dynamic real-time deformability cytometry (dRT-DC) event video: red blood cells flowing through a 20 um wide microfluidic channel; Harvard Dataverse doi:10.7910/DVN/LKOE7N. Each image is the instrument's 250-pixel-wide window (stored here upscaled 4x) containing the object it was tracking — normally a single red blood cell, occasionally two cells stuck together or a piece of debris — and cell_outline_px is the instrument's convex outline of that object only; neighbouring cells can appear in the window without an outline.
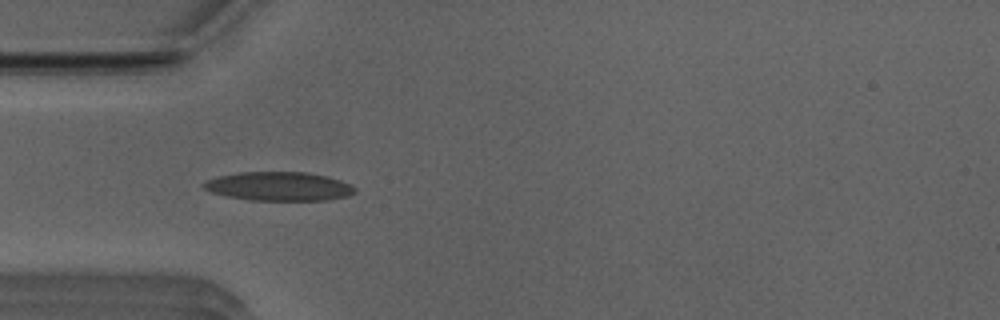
{"species": "Egyptian fruit bat (a non-hibernating species)", "species_latin": "Rousettus aegyptiacus", "temperature_condition": "room temperature", "stored_images_in_passage": 50, "camera_frame_rate_fps": 3000, "um_per_image_px": 0.085, "animal": {"sex": "male"}, "frame": {"image": 1, "passage_image": 14, "time_ms": 4.333, "image_size_px": [1000, 320], "cell_outline_px": [[356, 192], [348, 196], [328, 200], [252, 200], [224, 196], [212, 192], [204, 188], [200, 184], [216, 176], [240, 172], [304, 172], [328, 176], [352, 184], [356, 188]], "centroid_in_image_um": [23.72, 15.84], "position_along_channel_um": 61.3, "area_um2": 25.61}}
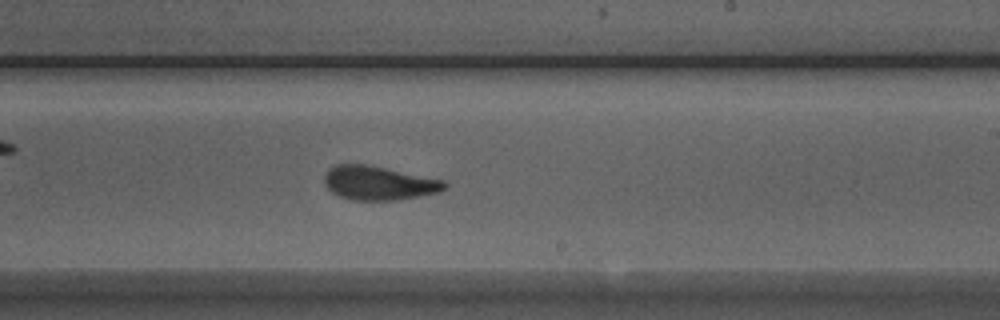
{"frame": {"image": 2, "passage_image": 29, "time_ms": 9.333, "image_size_px": [1000, 320], "cell_outline_px": [[448, 188], [440, 192], [420, 196], [396, 200], [352, 200], [340, 196], [332, 192], [324, 184], [324, 176], [328, 168], [336, 164], [364, 164], [444, 180], [448, 184]], "centroid_in_image_um": [32.19, 15.56], "position_along_channel_um": 256.8, "area_um2": 23.76}}
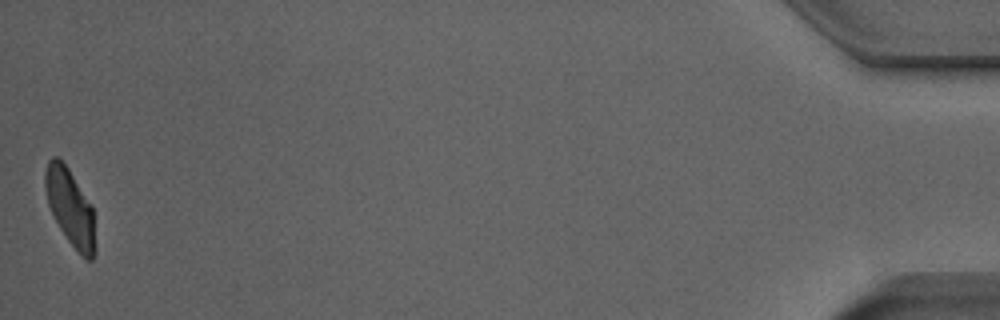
{"frame": {"image": 3, "passage_image": 50, "time_ms": 16.333, "image_size_px": [1000, 320], "cell_outline_px": [[96, 252], [92, 260], [84, 260], [80, 256], [68, 240], [60, 228], [48, 204], [44, 188], [44, 172], [48, 160], [52, 156], [56, 156], [68, 168], [92, 208], [96, 248]], "centroid_in_image_um": [5.96, 17.67], "position_along_channel_um": 429.2, "area_um2": 22.2}, "authors_computed_cell_mechanics": {"area_um2": 23.8714, "velocity_mm_per_s": 3.9266, "shape_relaxation_time_tau1_ms": 3.9846, "shape_relaxation_time_tau2_ms": 1.4986, "deformation_change_tau1": 0.1502, "deformation_change_tau2": 0.0924}}